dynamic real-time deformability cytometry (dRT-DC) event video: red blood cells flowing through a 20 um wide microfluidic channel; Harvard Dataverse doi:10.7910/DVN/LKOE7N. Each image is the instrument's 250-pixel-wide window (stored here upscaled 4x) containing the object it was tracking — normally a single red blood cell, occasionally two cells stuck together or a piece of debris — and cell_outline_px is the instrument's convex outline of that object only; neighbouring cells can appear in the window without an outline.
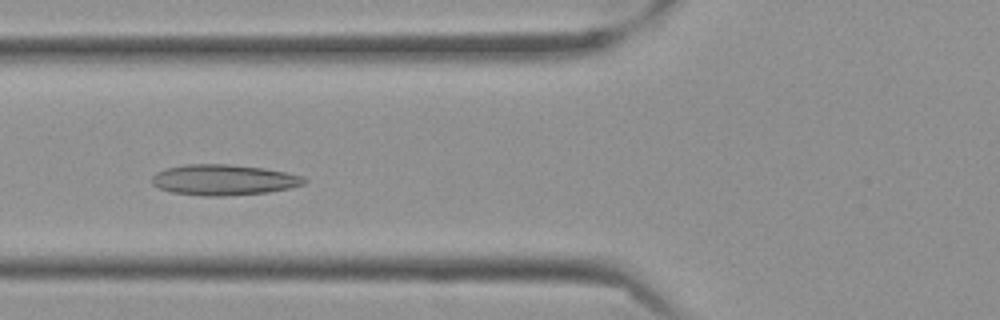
{"species": "Egyptian fruit bat (a non-hibernating species)", "species_latin": "Rousettus aegyptiacus", "temperature_condition": "cold", "stored_images_in_passage": 56, "camera_frame_rate_fps": 3000, "um_per_image_px": 0.085, "frame": {"image": 1, "passage_image": 21, "time_ms": 6.667, "image_size_px": [1000, 320], "cell_outline_px": [[308, 180], [304, 184], [288, 188], [268, 192], [224, 196], [204, 196], [172, 192], [160, 188], [152, 184], [152, 176], [156, 172], [168, 168], [188, 164], [228, 164], [264, 168], [284, 172], [300, 176]], "centroid_in_image_um": [19.0, 15.29], "position_along_channel_um": 106.8, "area_um2": 26.99}}
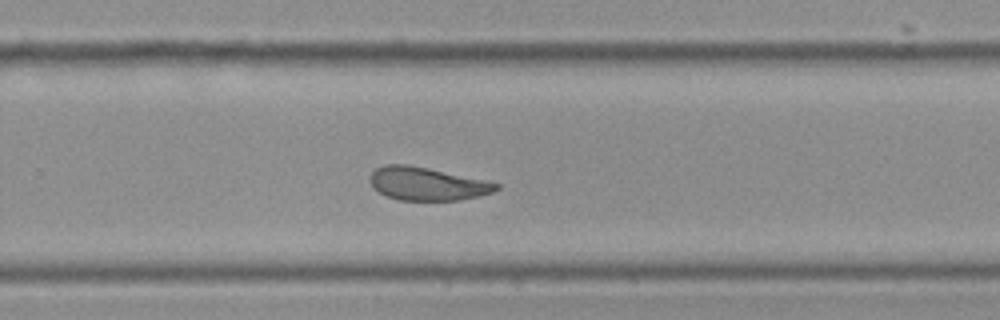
{"frame": {"image": 2, "passage_image": 37, "time_ms": 12.0, "image_size_px": [1000, 320], "cell_outline_px": [[500, 188], [492, 192], [480, 196], [460, 200], [400, 200], [388, 196], [372, 188], [368, 180], [368, 176], [376, 168], [384, 164], [408, 164], [428, 168], [500, 184]], "centroid_in_image_um": [36.24, 15.62], "position_along_channel_um": 293.6, "area_um2": 24.28}}
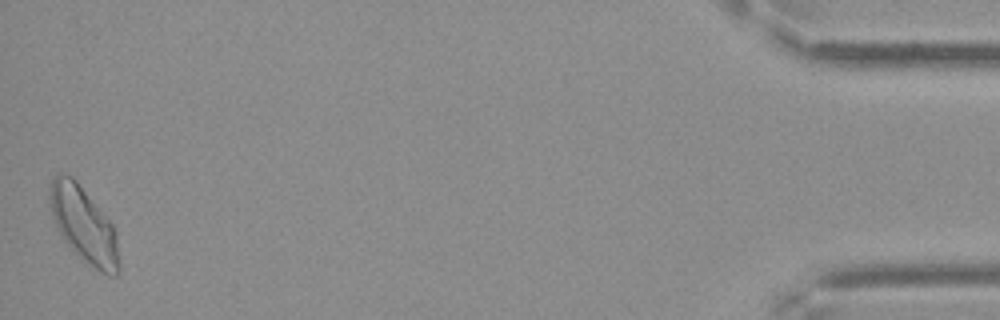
{"frame": {"image": 3, "passage_image": 56, "time_ms": 18.333, "image_size_px": [1000, 320], "cell_outline_px": [[120, 272], [116, 276], [108, 276], [100, 272], [84, 260], [64, 240], [52, 216], [52, 180], [56, 172], [60, 172], [72, 176], [76, 180], [112, 224], [116, 236], [120, 264]], "centroid_in_image_um": [7.17, 19.14], "position_along_channel_um": 428.0, "area_um2": 29.65}, "authors_computed_cell_mechanics": {"area_um2": 26.7325, "velocity_mm_per_s": 3.4962, "shape_relaxation_time_tau1_ms": null, "shape_relaxation_time_tau2_ms": 1.989, "deformation_change_tau1": null, "deformation_change_tau2": 0.0859}}